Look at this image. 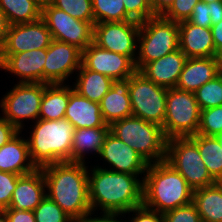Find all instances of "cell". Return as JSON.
<instances>
[{"mask_svg": "<svg viewBox=\"0 0 222 222\" xmlns=\"http://www.w3.org/2000/svg\"><path fill=\"white\" fill-rule=\"evenodd\" d=\"M46 183V195L58 204L74 221L91 210L88 175L83 162L64 161L41 168Z\"/></svg>", "mask_w": 222, "mask_h": 222, "instance_id": "1", "label": "cell"}, {"mask_svg": "<svg viewBox=\"0 0 222 222\" xmlns=\"http://www.w3.org/2000/svg\"><path fill=\"white\" fill-rule=\"evenodd\" d=\"M88 175L89 201L94 212L97 206L103 212L126 214L143 205V181L137 175L114 172L94 167Z\"/></svg>", "mask_w": 222, "mask_h": 222, "instance_id": "2", "label": "cell"}, {"mask_svg": "<svg viewBox=\"0 0 222 222\" xmlns=\"http://www.w3.org/2000/svg\"><path fill=\"white\" fill-rule=\"evenodd\" d=\"M143 180V205L164 214L193 200V189L165 160L151 163Z\"/></svg>", "mask_w": 222, "mask_h": 222, "instance_id": "3", "label": "cell"}, {"mask_svg": "<svg viewBox=\"0 0 222 222\" xmlns=\"http://www.w3.org/2000/svg\"><path fill=\"white\" fill-rule=\"evenodd\" d=\"M28 147L37 168L49 164L71 161L75 127L67 120H36Z\"/></svg>", "mask_w": 222, "mask_h": 222, "instance_id": "4", "label": "cell"}, {"mask_svg": "<svg viewBox=\"0 0 222 222\" xmlns=\"http://www.w3.org/2000/svg\"><path fill=\"white\" fill-rule=\"evenodd\" d=\"M110 132L134 149L149 164L164 161L167 138L163 128L136 116L113 122Z\"/></svg>", "mask_w": 222, "mask_h": 222, "instance_id": "5", "label": "cell"}, {"mask_svg": "<svg viewBox=\"0 0 222 222\" xmlns=\"http://www.w3.org/2000/svg\"><path fill=\"white\" fill-rule=\"evenodd\" d=\"M139 46L135 60L137 71L147 63L157 60L179 49V27L177 22L154 16L140 22L137 38Z\"/></svg>", "mask_w": 222, "mask_h": 222, "instance_id": "6", "label": "cell"}, {"mask_svg": "<svg viewBox=\"0 0 222 222\" xmlns=\"http://www.w3.org/2000/svg\"><path fill=\"white\" fill-rule=\"evenodd\" d=\"M201 110L195 94L176 87L168 89L163 132L167 139L196 135Z\"/></svg>", "mask_w": 222, "mask_h": 222, "instance_id": "7", "label": "cell"}, {"mask_svg": "<svg viewBox=\"0 0 222 222\" xmlns=\"http://www.w3.org/2000/svg\"><path fill=\"white\" fill-rule=\"evenodd\" d=\"M165 161L185 178L193 191L217 183L203 163L197 145L189 137L167 139Z\"/></svg>", "mask_w": 222, "mask_h": 222, "instance_id": "8", "label": "cell"}, {"mask_svg": "<svg viewBox=\"0 0 222 222\" xmlns=\"http://www.w3.org/2000/svg\"><path fill=\"white\" fill-rule=\"evenodd\" d=\"M168 89L148 80L136 71L129 77L132 115L163 127Z\"/></svg>", "mask_w": 222, "mask_h": 222, "instance_id": "9", "label": "cell"}, {"mask_svg": "<svg viewBox=\"0 0 222 222\" xmlns=\"http://www.w3.org/2000/svg\"><path fill=\"white\" fill-rule=\"evenodd\" d=\"M44 90L45 83L18 82L1 100L3 117L19 131L22 120H38Z\"/></svg>", "mask_w": 222, "mask_h": 222, "instance_id": "10", "label": "cell"}, {"mask_svg": "<svg viewBox=\"0 0 222 222\" xmlns=\"http://www.w3.org/2000/svg\"><path fill=\"white\" fill-rule=\"evenodd\" d=\"M41 18L54 40L74 45L81 51L93 42L94 22L75 19L49 2L43 5Z\"/></svg>", "mask_w": 222, "mask_h": 222, "instance_id": "11", "label": "cell"}, {"mask_svg": "<svg viewBox=\"0 0 222 222\" xmlns=\"http://www.w3.org/2000/svg\"><path fill=\"white\" fill-rule=\"evenodd\" d=\"M139 31L140 22L135 20L96 23L93 42L107 51L128 56L135 63Z\"/></svg>", "mask_w": 222, "mask_h": 222, "instance_id": "12", "label": "cell"}, {"mask_svg": "<svg viewBox=\"0 0 222 222\" xmlns=\"http://www.w3.org/2000/svg\"><path fill=\"white\" fill-rule=\"evenodd\" d=\"M81 64L113 81L128 79L137 71L135 63L128 56L107 51L94 42L82 51Z\"/></svg>", "mask_w": 222, "mask_h": 222, "instance_id": "13", "label": "cell"}, {"mask_svg": "<svg viewBox=\"0 0 222 222\" xmlns=\"http://www.w3.org/2000/svg\"><path fill=\"white\" fill-rule=\"evenodd\" d=\"M51 41V33L42 18L30 23L11 25L6 41L0 48V55L48 48Z\"/></svg>", "mask_w": 222, "mask_h": 222, "instance_id": "14", "label": "cell"}, {"mask_svg": "<svg viewBox=\"0 0 222 222\" xmlns=\"http://www.w3.org/2000/svg\"><path fill=\"white\" fill-rule=\"evenodd\" d=\"M82 51L74 45L52 39L46 48L44 83H63L81 66Z\"/></svg>", "mask_w": 222, "mask_h": 222, "instance_id": "15", "label": "cell"}, {"mask_svg": "<svg viewBox=\"0 0 222 222\" xmlns=\"http://www.w3.org/2000/svg\"><path fill=\"white\" fill-rule=\"evenodd\" d=\"M99 155L113 166V169L109 170L114 172L139 175L145 173L149 165L134 149L110 131L105 138Z\"/></svg>", "mask_w": 222, "mask_h": 222, "instance_id": "16", "label": "cell"}, {"mask_svg": "<svg viewBox=\"0 0 222 222\" xmlns=\"http://www.w3.org/2000/svg\"><path fill=\"white\" fill-rule=\"evenodd\" d=\"M46 48L0 55V68L21 78V83H44Z\"/></svg>", "mask_w": 222, "mask_h": 222, "instance_id": "17", "label": "cell"}, {"mask_svg": "<svg viewBox=\"0 0 222 222\" xmlns=\"http://www.w3.org/2000/svg\"><path fill=\"white\" fill-rule=\"evenodd\" d=\"M46 183L41 168L20 175L6 209L34 211L46 195Z\"/></svg>", "mask_w": 222, "mask_h": 222, "instance_id": "18", "label": "cell"}, {"mask_svg": "<svg viewBox=\"0 0 222 222\" xmlns=\"http://www.w3.org/2000/svg\"><path fill=\"white\" fill-rule=\"evenodd\" d=\"M187 56L180 50L147 63L139 72L158 86L170 89L176 87Z\"/></svg>", "mask_w": 222, "mask_h": 222, "instance_id": "19", "label": "cell"}, {"mask_svg": "<svg viewBox=\"0 0 222 222\" xmlns=\"http://www.w3.org/2000/svg\"><path fill=\"white\" fill-rule=\"evenodd\" d=\"M179 49L187 58L214 57L215 46L211 28L200 27L187 21L178 23Z\"/></svg>", "mask_w": 222, "mask_h": 222, "instance_id": "20", "label": "cell"}, {"mask_svg": "<svg viewBox=\"0 0 222 222\" xmlns=\"http://www.w3.org/2000/svg\"><path fill=\"white\" fill-rule=\"evenodd\" d=\"M67 119L75 129L110 127L105 123L101 114L100 103L92 102L79 95L70 86V99L65 110Z\"/></svg>", "mask_w": 222, "mask_h": 222, "instance_id": "21", "label": "cell"}, {"mask_svg": "<svg viewBox=\"0 0 222 222\" xmlns=\"http://www.w3.org/2000/svg\"><path fill=\"white\" fill-rule=\"evenodd\" d=\"M20 133L0 148V171L25 175L37 169L30 157L28 141L19 137Z\"/></svg>", "mask_w": 222, "mask_h": 222, "instance_id": "22", "label": "cell"}, {"mask_svg": "<svg viewBox=\"0 0 222 222\" xmlns=\"http://www.w3.org/2000/svg\"><path fill=\"white\" fill-rule=\"evenodd\" d=\"M101 114L107 125L132 116L129 96V78L113 81L111 88L100 102Z\"/></svg>", "mask_w": 222, "mask_h": 222, "instance_id": "23", "label": "cell"}, {"mask_svg": "<svg viewBox=\"0 0 222 222\" xmlns=\"http://www.w3.org/2000/svg\"><path fill=\"white\" fill-rule=\"evenodd\" d=\"M216 76L218 72L214 57L187 58L176 88L194 93Z\"/></svg>", "mask_w": 222, "mask_h": 222, "instance_id": "24", "label": "cell"}, {"mask_svg": "<svg viewBox=\"0 0 222 222\" xmlns=\"http://www.w3.org/2000/svg\"><path fill=\"white\" fill-rule=\"evenodd\" d=\"M192 202L202 222H222V182L194 190Z\"/></svg>", "mask_w": 222, "mask_h": 222, "instance_id": "25", "label": "cell"}, {"mask_svg": "<svg viewBox=\"0 0 222 222\" xmlns=\"http://www.w3.org/2000/svg\"><path fill=\"white\" fill-rule=\"evenodd\" d=\"M70 99L69 85L63 83L46 84L41 100L39 119L60 120L65 118V110Z\"/></svg>", "mask_w": 222, "mask_h": 222, "instance_id": "26", "label": "cell"}, {"mask_svg": "<svg viewBox=\"0 0 222 222\" xmlns=\"http://www.w3.org/2000/svg\"><path fill=\"white\" fill-rule=\"evenodd\" d=\"M78 72L74 91L92 102L100 103L111 88L113 80L101 73L86 69L82 64Z\"/></svg>", "mask_w": 222, "mask_h": 222, "instance_id": "27", "label": "cell"}, {"mask_svg": "<svg viewBox=\"0 0 222 222\" xmlns=\"http://www.w3.org/2000/svg\"><path fill=\"white\" fill-rule=\"evenodd\" d=\"M110 127L75 129L71 149V162H85L84 153L95 151L100 154Z\"/></svg>", "mask_w": 222, "mask_h": 222, "instance_id": "28", "label": "cell"}, {"mask_svg": "<svg viewBox=\"0 0 222 222\" xmlns=\"http://www.w3.org/2000/svg\"><path fill=\"white\" fill-rule=\"evenodd\" d=\"M199 150L203 163L210 175L217 181L222 182V147L217 137L192 135L189 137Z\"/></svg>", "mask_w": 222, "mask_h": 222, "instance_id": "29", "label": "cell"}, {"mask_svg": "<svg viewBox=\"0 0 222 222\" xmlns=\"http://www.w3.org/2000/svg\"><path fill=\"white\" fill-rule=\"evenodd\" d=\"M0 9L10 26L37 21L42 13V8L33 0H0Z\"/></svg>", "mask_w": 222, "mask_h": 222, "instance_id": "30", "label": "cell"}, {"mask_svg": "<svg viewBox=\"0 0 222 222\" xmlns=\"http://www.w3.org/2000/svg\"><path fill=\"white\" fill-rule=\"evenodd\" d=\"M94 23L133 20L125 11L123 0H92Z\"/></svg>", "mask_w": 222, "mask_h": 222, "instance_id": "31", "label": "cell"}, {"mask_svg": "<svg viewBox=\"0 0 222 222\" xmlns=\"http://www.w3.org/2000/svg\"><path fill=\"white\" fill-rule=\"evenodd\" d=\"M200 110L222 105V75L216 76L194 92Z\"/></svg>", "mask_w": 222, "mask_h": 222, "instance_id": "32", "label": "cell"}, {"mask_svg": "<svg viewBox=\"0 0 222 222\" xmlns=\"http://www.w3.org/2000/svg\"><path fill=\"white\" fill-rule=\"evenodd\" d=\"M48 2L75 19L94 22L92 0H48Z\"/></svg>", "mask_w": 222, "mask_h": 222, "instance_id": "33", "label": "cell"}, {"mask_svg": "<svg viewBox=\"0 0 222 222\" xmlns=\"http://www.w3.org/2000/svg\"><path fill=\"white\" fill-rule=\"evenodd\" d=\"M36 222H74L63 209L46 196L33 211Z\"/></svg>", "mask_w": 222, "mask_h": 222, "instance_id": "34", "label": "cell"}, {"mask_svg": "<svg viewBox=\"0 0 222 222\" xmlns=\"http://www.w3.org/2000/svg\"><path fill=\"white\" fill-rule=\"evenodd\" d=\"M222 133V105L201 110L197 134L216 137Z\"/></svg>", "mask_w": 222, "mask_h": 222, "instance_id": "35", "label": "cell"}, {"mask_svg": "<svg viewBox=\"0 0 222 222\" xmlns=\"http://www.w3.org/2000/svg\"><path fill=\"white\" fill-rule=\"evenodd\" d=\"M198 2L199 0H175L162 17L177 23L187 21Z\"/></svg>", "mask_w": 222, "mask_h": 222, "instance_id": "36", "label": "cell"}, {"mask_svg": "<svg viewBox=\"0 0 222 222\" xmlns=\"http://www.w3.org/2000/svg\"><path fill=\"white\" fill-rule=\"evenodd\" d=\"M164 222H202L193 202L163 214Z\"/></svg>", "mask_w": 222, "mask_h": 222, "instance_id": "37", "label": "cell"}, {"mask_svg": "<svg viewBox=\"0 0 222 222\" xmlns=\"http://www.w3.org/2000/svg\"><path fill=\"white\" fill-rule=\"evenodd\" d=\"M126 13L135 21L143 22L154 17L150 0H123Z\"/></svg>", "mask_w": 222, "mask_h": 222, "instance_id": "38", "label": "cell"}, {"mask_svg": "<svg viewBox=\"0 0 222 222\" xmlns=\"http://www.w3.org/2000/svg\"><path fill=\"white\" fill-rule=\"evenodd\" d=\"M20 175L0 171V208L9 207L12 193L15 190Z\"/></svg>", "mask_w": 222, "mask_h": 222, "instance_id": "39", "label": "cell"}, {"mask_svg": "<svg viewBox=\"0 0 222 222\" xmlns=\"http://www.w3.org/2000/svg\"><path fill=\"white\" fill-rule=\"evenodd\" d=\"M210 7L207 3L199 1L194 7L193 13L188 21L194 25L210 28L212 26L210 18Z\"/></svg>", "mask_w": 222, "mask_h": 222, "instance_id": "40", "label": "cell"}, {"mask_svg": "<svg viewBox=\"0 0 222 222\" xmlns=\"http://www.w3.org/2000/svg\"><path fill=\"white\" fill-rule=\"evenodd\" d=\"M130 212L136 213L134 218H132L131 222H164L163 214L155 210H151L145 207L144 205L133 208L132 210L126 213Z\"/></svg>", "mask_w": 222, "mask_h": 222, "instance_id": "41", "label": "cell"}, {"mask_svg": "<svg viewBox=\"0 0 222 222\" xmlns=\"http://www.w3.org/2000/svg\"><path fill=\"white\" fill-rule=\"evenodd\" d=\"M19 130L10 124L4 117L0 116V148L10 141Z\"/></svg>", "mask_w": 222, "mask_h": 222, "instance_id": "42", "label": "cell"}, {"mask_svg": "<svg viewBox=\"0 0 222 222\" xmlns=\"http://www.w3.org/2000/svg\"><path fill=\"white\" fill-rule=\"evenodd\" d=\"M9 222H36L33 211L5 209Z\"/></svg>", "mask_w": 222, "mask_h": 222, "instance_id": "43", "label": "cell"}, {"mask_svg": "<svg viewBox=\"0 0 222 222\" xmlns=\"http://www.w3.org/2000/svg\"><path fill=\"white\" fill-rule=\"evenodd\" d=\"M91 214H93L92 211L83 215L81 218L76 219L74 222H121L116 219L118 217V215H120V213L103 212L102 218L101 217L100 218L99 217H95V218L88 217V216H91Z\"/></svg>", "mask_w": 222, "mask_h": 222, "instance_id": "44", "label": "cell"}, {"mask_svg": "<svg viewBox=\"0 0 222 222\" xmlns=\"http://www.w3.org/2000/svg\"><path fill=\"white\" fill-rule=\"evenodd\" d=\"M175 0H150L151 8L155 16H162Z\"/></svg>", "mask_w": 222, "mask_h": 222, "instance_id": "45", "label": "cell"}, {"mask_svg": "<svg viewBox=\"0 0 222 222\" xmlns=\"http://www.w3.org/2000/svg\"><path fill=\"white\" fill-rule=\"evenodd\" d=\"M212 26L222 20V1L208 3Z\"/></svg>", "mask_w": 222, "mask_h": 222, "instance_id": "46", "label": "cell"}, {"mask_svg": "<svg viewBox=\"0 0 222 222\" xmlns=\"http://www.w3.org/2000/svg\"><path fill=\"white\" fill-rule=\"evenodd\" d=\"M214 41L215 50L222 48V20L210 27Z\"/></svg>", "mask_w": 222, "mask_h": 222, "instance_id": "47", "label": "cell"}, {"mask_svg": "<svg viewBox=\"0 0 222 222\" xmlns=\"http://www.w3.org/2000/svg\"><path fill=\"white\" fill-rule=\"evenodd\" d=\"M10 24L4 14L0 9V48L4 45L9 30Z\"/></svg>", "mask_w": 222, "mask_h": 222, "instance_id": "48", "label": "cell"}, {"mask_svg": "<svg viewBox=\"0 0 222 222\" xmlns=\"http://www.w3.org/2000/svg\"><path fill=\"white\" fill-rule=\"evenodd\" d=\"M214 58L216 61L218 75H222V48L216 50Z\"/></svg>", "mask_w": 222, "mask_h": 222, "instance_id": "49", "label": "cell"}, {"mask_svg": "<svg viewBox=\"0 0 222 222\" xmlns=\"http://www.w3.org/2000/svg\"><path fill=\"white\" fill-rule=\"evenodd\" d=\"M0 222H9L7 217V212L5 209L0 210Z\"/></svg>", "mask_w": 222, "mask_h": 222, "instance_id": "50", "label": "cell"}, {"mask_svg": "<svg viewBox=\"0 0 222 222\" xmlns=\"http://www.w3.org/2000/svg\"><path fill=\"white\" fill-rule=\"evenodd\" d=\"M33 1H35L41 8L46 2H48V0H33Z\"/></svg>", "mask_w": 222, "mask_h": 222, "instance_id": "51", "label": "cell"}, {"mask_svg": "<svg viewBox=\"0 0 222 222\" xmlns=\"http://www.w3.org/2000/svg\"><path fill=\"white\" fill-rule=\"evenodd\" d=\"M201 2H204V3H211V2H221L222 0H199Z\"/></svg>", "mask_w": 222, "mask_h": 222, "instance_id": "52", "label": "cell"}, {"mask_svg": "<svg viewBox=\"0 0 222 222\" xmlns=\"http://www.w3.org/2000/svg\"><path fill=\"white\" fill-rule=\"evenodd\" d=\"M218 139H219V142L221 144V147H222V133L219 134L218 136H216Z\"/></svg>", "mask_w": 222, "mask_h": 222, "instance_id": "53", "label": "cell"}]
</instances>
